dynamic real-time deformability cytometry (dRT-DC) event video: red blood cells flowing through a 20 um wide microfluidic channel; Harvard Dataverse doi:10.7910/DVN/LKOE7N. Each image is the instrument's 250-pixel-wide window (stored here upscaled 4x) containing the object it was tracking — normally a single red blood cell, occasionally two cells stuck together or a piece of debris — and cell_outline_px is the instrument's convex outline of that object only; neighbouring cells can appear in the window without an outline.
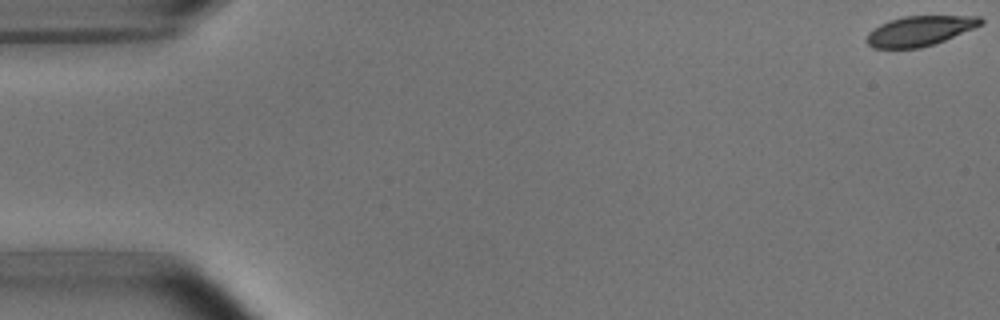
{"species": "common noctule bat (a hibernating species)", "species_latin": "Nyctalus noctula", "temperature_condition": "room temperature", "stored_images_in_passage": 5, "camera_frame_rate_fps": 3000, "um_per_image_px": 0.085, "animal": {"sex": "male", "body_mass_g": 15.6}, "frame": {"image": 1, "passage_image": 1, "time_ms": 0.0, "image_size_px": [1000, 320], "cell_outline_px": [[984, 24], [944, 40], [920, 48], [872, 48], [864, 40], [868, 32], [872, 28], [888, 20], [904, 16], [980, 16], [984, 20]], "centroid_in_image_um": [78.14, 2.62], "position_along_channel_um": 6.9, "area_um2": 20.0}}
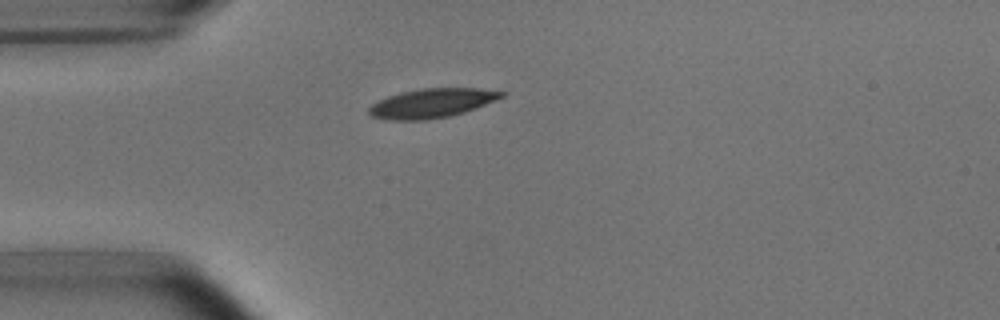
{"frame": {"image": 2, "passage_image": 5, "time_ms": 4.667, "image_size_px": [1000, 320], "cell_outline_px": [[504, 96], [496, 100], [464, 112], [448, 116], [428, 120], [392, 120], [372, 116], [368, 112], [368, 108], [372, 104], [388, 96], [400, 92], [420, 88], [480, 88], [504, 92]], "centroid_in_image_um": [36.7, 8.76], "position_along_channel_um": 48.3, "area_um2": 22.43}}